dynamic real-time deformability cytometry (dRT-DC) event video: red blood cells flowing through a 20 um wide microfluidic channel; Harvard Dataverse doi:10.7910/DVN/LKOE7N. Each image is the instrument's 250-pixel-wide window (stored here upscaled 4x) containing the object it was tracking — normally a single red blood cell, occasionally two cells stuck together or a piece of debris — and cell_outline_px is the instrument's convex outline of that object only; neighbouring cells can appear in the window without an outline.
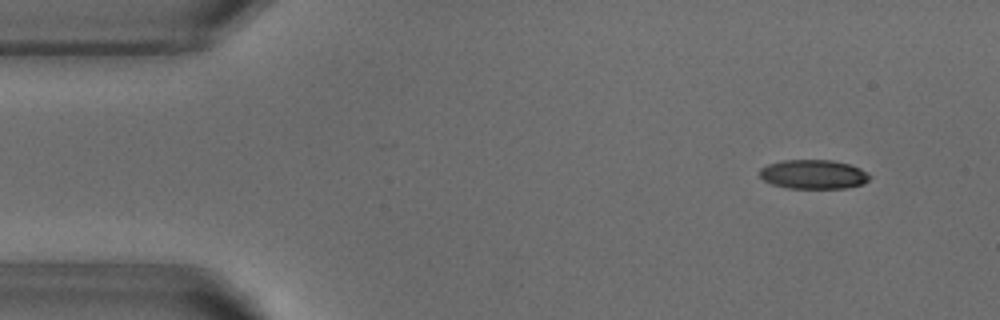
{"species": "common noctule bat (a hibernating species)", "species_latin": "Nyctalus noctula", "temperature_condition": "warm", "stored_images_in_passage": 52, "camera_frame_rate_fps": 3000, "um_per_image_px": 0.085, "animal": {"sex": "male", "body_mass_g": 18.8}, "frame": {"image": 1, "passage_image": 5, "time_ms": 1.333, "image_size_px": [1000, 320], "cell_outline_px": [[872, 176], [864, 184], [848, 188], [788, 188], [772, 184], [764, 180], [760, 176], [760, 168], [768, 164], [784, 160], [832, 160], [848, 164], [860, 168]], "centroid_in_image_um": [69.16, 14.82], "position_along_channel_um": 15.8, "area_um2": 18.73}}
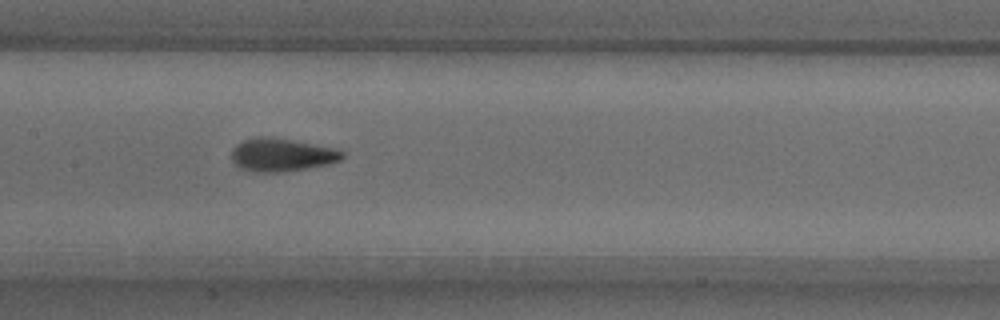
{"frame": {"image": 2, "passage_image": 25, "time_ms": 8.0, "image_size_px": [1000, 320], "cell_outline_px": [[344, 156], [340, 160], [332, 164], [284, 172], [252, 172], [240, 168], [232, 160], [232, 148], [236, 144], [244, 140], [256, 136], [264, 136], [292, 140], [336, 148], [344, 152]], "centroid_in_image_um": [23.96, 13.17], "position_along_channel_um": 183.4, "area_um2": 21.56}}
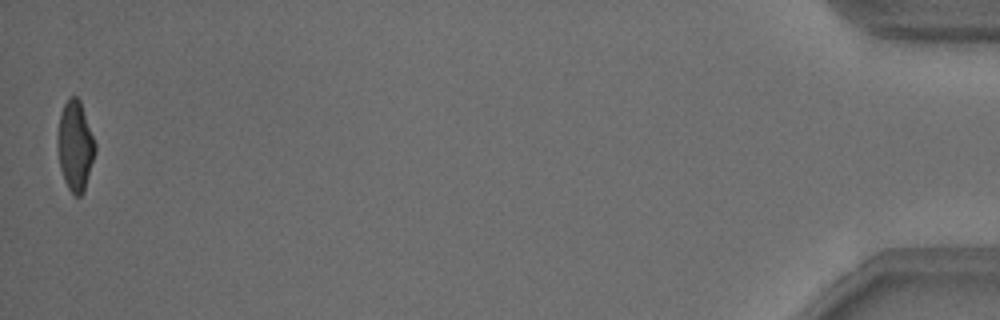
{"frame": {"image": 3, "passage_image": 52, "time_ms": 17.0, "image_size_px": [1000, 320], "cell_outline_px": [[96, 152], [84, 192], [80, 196], [76, 196], [68, 188], [64, 180], [60, 168], [60, 116], [64, 104], [68, 96], [76, 96], [80, 100], [96, 144]], "centroid_in_image_um": [6.45, 12.41], "position_along_channel_um": 428.8, "area_um2": 19.07}, "authors_computed_cell_mechanics": {"area_um2": 20.519, "velocity_mm_per_s": 3.8177, "shape_relaxation_time_tau1_ms": 3.5897, "shape_relaxation_time_tau2_ms": 1.2392, "deformation_change_tau1": 0.148, "deformation_change_tau2": 0.0812}}